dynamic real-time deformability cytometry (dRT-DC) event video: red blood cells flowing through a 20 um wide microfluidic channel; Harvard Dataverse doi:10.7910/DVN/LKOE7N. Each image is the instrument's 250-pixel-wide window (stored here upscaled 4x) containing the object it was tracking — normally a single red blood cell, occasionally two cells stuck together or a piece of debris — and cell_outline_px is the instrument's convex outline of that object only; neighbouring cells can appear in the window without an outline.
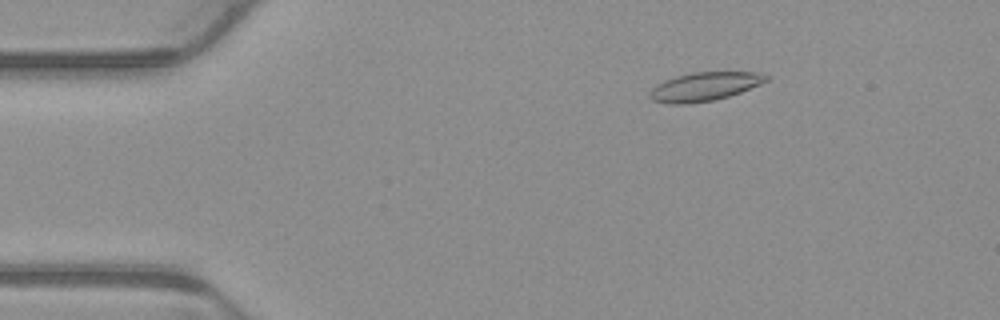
{"species": "common noctule bat (a hibernating species)", "species_latin": "Nyctalus noctula", "temperature_condition": "warm", "stored_images_in_passage": 2, "camera_frame_rate_fps": 3000, "um_per_image_px": 0.085, "animal": {"sex": "male", "body_mass_g": 23.1, "forearm_length_mm": 52.7}, "frame": {"image": 1, "passage_image": 1, "time_ms": 0.0, "image_size_px": [1000, 320], "cell_outline_px": [[768, 80], [760, 84], [740, 92], [728, 96], [712, 100], [688, 104], [668, 104], [652, 100], [648, 96], [648, 92], [656, 84], [664, 80], [676, 76], [692, 72], [760, 72], [768, 76]], "centroid_in_image_um": [59.83, 7.36], "position_along_channel_um": 25.2, "area_um2": 19.48}}